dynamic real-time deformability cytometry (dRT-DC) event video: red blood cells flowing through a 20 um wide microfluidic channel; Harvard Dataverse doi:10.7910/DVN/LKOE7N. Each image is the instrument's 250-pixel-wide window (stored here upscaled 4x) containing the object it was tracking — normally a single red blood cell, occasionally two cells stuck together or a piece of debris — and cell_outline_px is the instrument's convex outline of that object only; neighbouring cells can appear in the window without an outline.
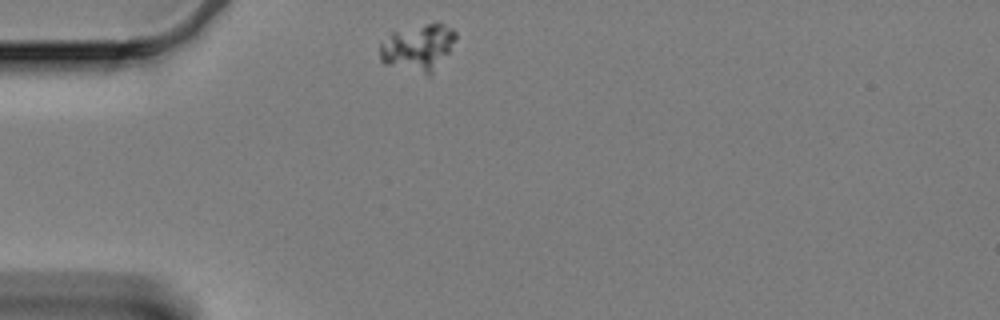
{"species": "Egyptian fruit bat (a non-hibernating species)", "species_latin": "Rousettus aegyptiacus", "temperature_condition": "cold", "stored_images_in_passage": 49, "camera_frame_rate_fps": 3000, "um_per_image_px": 0.085, "animal": {"sex": "female"}, "frame": {"image": 1, "passage_image": 1, "time_ms": 0.0, "image_size_px": [1000, 320], "cell_outline_px": [[456, 36], [448, 52], [432, 72], [428, 76], [384, 64], [380, 60], [380, 40], [392, 32], [428, 24], [440, 24], [452, 28], [456, 32]], "centroid_in_image_um": [35.47, 4.06], "position_along_channel_um": 49.5, "area_um2": 20.29}}
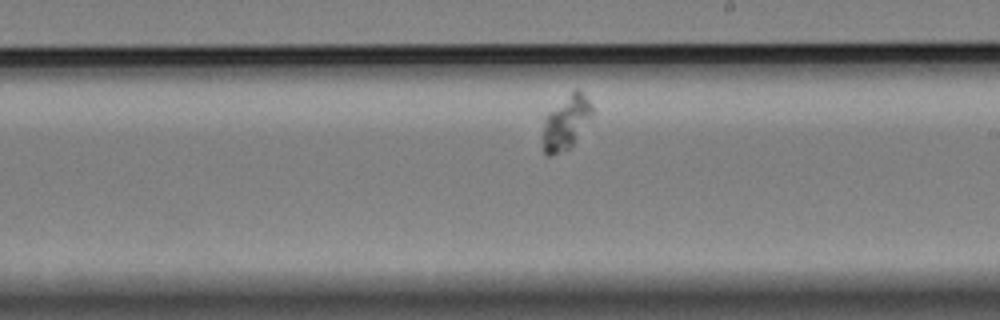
{"frame": {"image": 2, "passage_image": 22, "time_ms": 7.0, "image_size_px": [1000, 320], "cell_outline_px": [[596, 112], [572, 144], [568, 148], [552, 156], [548, 156], [544, 152], [540, 136], [544, 116], [548, 112], [576, 88], [592, 104]], "centroid_in_image_um": [48.08, 10.43], "position_along_channel_um": 240.9, "area_um2": 15.72}}
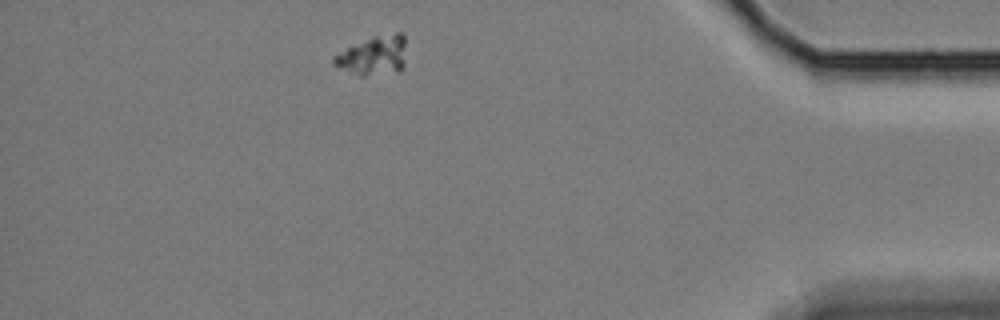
{"frame": {"image": 3, "passage_image": 42, "time_ms": 13.667, "image_size_px": [1000, 320], "cell_outline_px": [[404, 68], [400, 72], [364, 76], [360, 76], [348, 72], [332, 64], [332, 56], [348, 48], [376, 36], [396, 32], [400, 32], [404, 36]], "centroid_in_image_um": [31.75, 4.77], "position_along_channel_um": 403.4, "area_um2": 16.42}}